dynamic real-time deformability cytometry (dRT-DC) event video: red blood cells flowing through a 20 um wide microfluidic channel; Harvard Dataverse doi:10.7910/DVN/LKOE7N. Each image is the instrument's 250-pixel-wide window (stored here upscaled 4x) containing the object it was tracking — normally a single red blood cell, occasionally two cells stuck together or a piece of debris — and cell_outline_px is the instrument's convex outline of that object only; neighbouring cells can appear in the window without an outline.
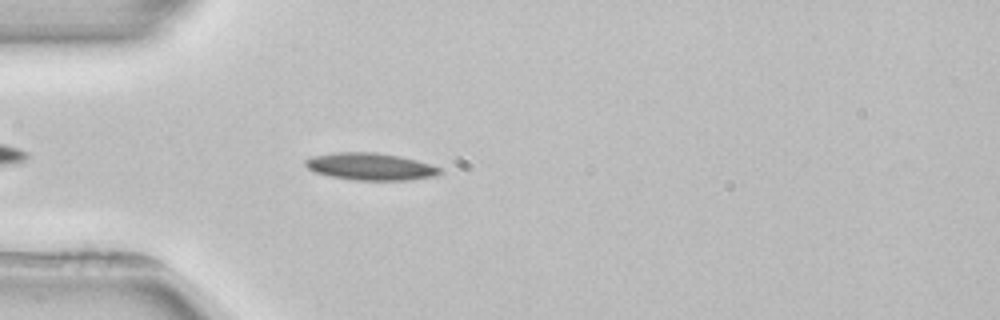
{"species": "common noctule bat (a hibernating species)", "species_latin": "Nyctalus noctula", "temperature_condition": "room temperature", "stored_images_in_passage": 3, "camera_frame_rate_fps": 3000, "um_per_image_px": 0.085, "animal": {"sex": "female", "body_mass_g": 22.7, "forearm_length_mm": 54.2}, "frame": {"image": 1, "passage_image": 3, "time_ms": 2.667, "image_size_px": [1000, 320], "cell_outline_px": [[444, 172], [436, 176], [412, 180], [356, 180], [328, 176], [316, 172], [308, 168], [304, 164], [304, 160], [312, 156], [332, 152], [376, 152], [400, 156], [432, 164], [444, 168]], "centroid_in_image_um": [31.54, 14.15], "position_along_channel_um": 53.5, "area_um2": 21.68}}